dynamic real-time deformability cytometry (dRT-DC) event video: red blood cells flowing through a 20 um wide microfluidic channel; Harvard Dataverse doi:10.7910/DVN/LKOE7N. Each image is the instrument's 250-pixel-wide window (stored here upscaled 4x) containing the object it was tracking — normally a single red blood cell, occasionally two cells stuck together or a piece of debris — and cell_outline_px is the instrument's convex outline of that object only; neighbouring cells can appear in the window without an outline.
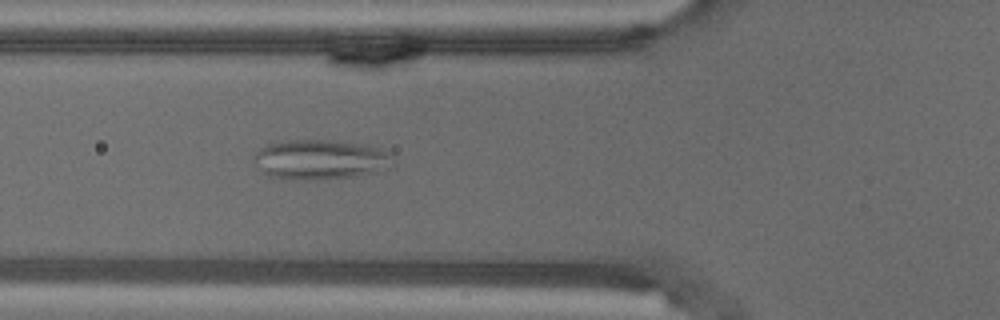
{"species": "common noctule bat (a hibernating species)", "species_latin": "Nyctalus noctula", "temperature_condition": "warm", "stored_images_in_passage": 38, "camera_frame_rate_fps": 3000, "um_per_image_px": 0.085, "animal": {"sex": "male", "body_mass_g": 18.8}, "frame": {"image": 1, "passage_image": 7, "time_ms": 2.0, "image_size_px": [1000, 320], "cell_outline_px": [[396, 164], [388, 168], [376, 172], [356, 176], [312, 180], [296, 180], [268, 176], [252, 160], [252, 156], [260, 148], [268, 144], [288, 140], [324, 140], [368, 144], [380, 148], [388, 152], [392, 156]], "centroid_in_image_um": [27.26, 13.56], "position_along_channel_um": 98.5, "area_um2": 32.6}}
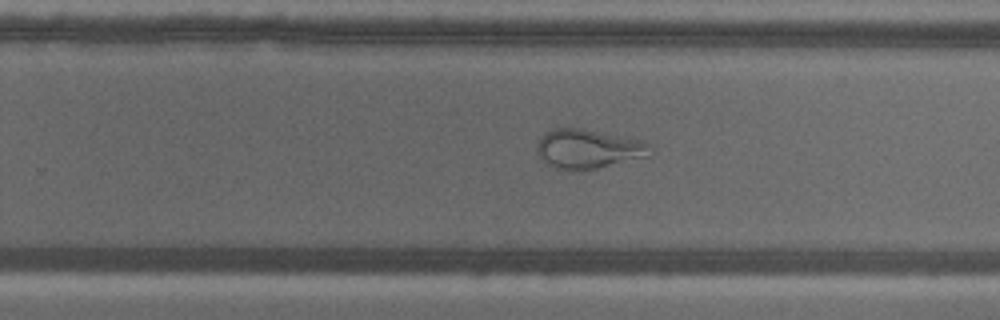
{"frame": {"image": 2, "passage_image": 22, "time_ms": 7.0, "image_size_px": [1000, 320], "cell_outline_px": [[652, 156], [580, 172], [568, 172], [556, 168], [548, 164], [536, 152], [536, 144], [540, 136], [544, 132], [552, 128], [584, 128], [644, 140], [648, 144]], "centroid_in_image_um": [49.99, 12.67], "position_along_channel_um": 279.8, "area_um2": 26.7}}
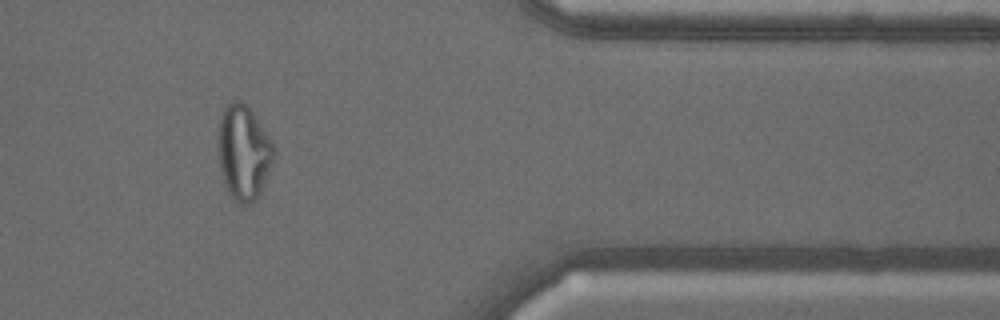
{"frame": {"image": 3, "passage_image": 33, "time_ms": 10.667, "image_size_px": [1000, 320], "cell_outline_px": [[276, 156], [260, 192], [256, 200], [248, 204], [236, 204], [232, 200], [228, 192], [220, 168], [216, 140], [220, 116], [228, 100], [244, 100], [248, 104], [272, 140], [276, 148]], "centroid_in_image_um": [20.7, 12.91], "position_along_channel_um": 390.7, "area_um2": 31.73}}